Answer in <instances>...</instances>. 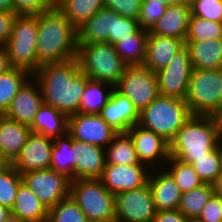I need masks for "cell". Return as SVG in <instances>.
Here are the masks:
<instances>
[{
  "label": "cell",
  "instance_id": "58",
  "mask_svg": "<svg viewBox=\"0 0 222 222\" xmlns=\"http://www.w3.org/2000/svg\"><path fill=\"white\" fill-rule=\"evenodd\" d=\"M157 2H162L165 4H169V3H178V0H155Z\"/></svg>",
  "mask_w": 222,
  "mask_h": 222
},
{
  "label": "cell",
  "instance_id": "50",
  "mask_svg": "<svg viewBox=\"0 0 222 222\" xmlns=\"http://www.w3.org/2000/svg\"><path fill=\"white\" fill-rule=\"evenodd\" d=\"M0 12H14L12 0H0Z\"/></svg>",
  "mask_w": 222,
  "mask_h": 222
},
{
  "label": "cell",
  "instance_id": "11",
  "mask_svg": "<svg viewBox=\"0 0 222 222\" xmlns=\"http://www.w3.org/2000/svg\"><path fill=\"white\" fill-rule=\"evenodd\" d=\"M157 209L148 183L115 194L116 222H153Z\"/></svg>",
  "mask_w": 222,
  "mask_h": 222
},
{
  "label": "cell",
  "instance_id": "2",
  "mask_svg": "<svg viewBox=\"0 0 222 222\" xmlns=\"http://www.w3.org/2000/svg\"><path fill=\"white\" fill-rule=\"evenodd\" d=\"M77 28L58 8L38 14L37 57L41 64L77 57Z\"/></svg>",
  "mask_w": 222,
  "mask_h": 222
},
{
  "label": "cell",
  "instance_id": "23",
  "mask_svg": "<svg viewBox=\"0 0 222 222\" xmlns=\"http://www.w3.org/2000/svg\"><path fill=\"white\" fill-rule=\"evenodd\" d=\"M115 14L113 10L101 8L77 28V43L106 42L113 34Z\"/></svg>",
  "mask_w": 222,
  "mask_h": 222
},
{
  "label": "cell",
  "instance_id": "15",
  "mask_svg": "<svg viewBox=\"0 0 222 222\" xmlns=\"http://www.w3.org/2000/svg\"><path fill=\"white\" fill-rule=\"evenodd\" d=\"M144 164L105 165L100 180L106 189L117 194L140 188L148 183L149 173L144 171Z\"/></svg>",
  "mask_w": 222,
  "mask_h": 222
},
{
  "label": "cell",
  "instance_id": "10",
  "mask_svg": "<svg viewBox=\"0 0 222 222\" xmlns=\"http://www.w3.org/2000/svg\"><path fill=\"white\" fill-rule=\"evenodd\" d=\"M21 178L48 210L70 196L71 179L51 168L27 171Z\"/></svg>",
  "mask_w": 222,
  "mask_h": 222
},
{
  "label": "cell",
  "instance_id": "57",
  "mask_svg": "<svg viewBox=\"0 0 222 222\" xmlns=\"http://www.w3.org/2000/svg\"><path fill=\"white\" fill-rule=\"evenodd\" d=\"M219 142H218V145H217V150H218V154H219V158H220V166H221V171H222V145L219 146Z\"/></svg>",
  "mask_w": 222,
  "mask_h": 222
},
{
  "label": "cell",
  "instance_id": "56",
  "mask_svg": "<svg viewBox=\"0 0 222 222\" xmlns=\"http://www.w3.org/2000/svg\"><path fill=\"white\" fill-rule=\"evenodd\" d=\"M194 2H195V0H178L179 4H185L190 7L194 4Z\"/></svg>",
  "mask_w": 222,
  "mask_h": 222
},
{
  "label": "cell",
  "instance_id": "33",
  "mask_svg": "<svg viewBox=\"0 0 222 222\" xmlns=\"http://www.w3.org/2000/svg\"><path fill=\"white\" fill-rule=\"evenodd\" d=\"M212 184H204L199 188L181 194L178 210L193 222L213 195Z\"/></svg>",
  "mask_w": 222,
  "mask_h": 222
},
{
  "label": "cell",
  "instance_id": "44",
  "mask_svg": "<svg viewBox=\"0 0 222 222\" xmlns=\"http://www.w3.org/2000/svg\"><path fill=\"white\" fill-rule=\"evenodd\" d=\"M194 222H222V199L213 194Z\"/></svg>",
  "mask_w": 222,
  "mask_h": 222
},
{
  "label": "cell",
  "instance_id": "24",
  "mask_svg": "<svg viewBox=\"0 0 222 222\" xmlns=\"http://www.w3.org/2000/svg\"><path fill=\"white\" fill-rule=\"evenodd\" d=\"M190 51L192 69H222V38L185 41Z\"/></svg>",
  "mask_w": 222,
  "mask_h": 222
},
{
  "label": "cell",
  "instance_id": "9",
  "mask_svg": "<svg viewBox=\"0 0 222 222\" xmlns=\"http://www.w3.org/2000/svg\"><path fill=\"white\" fill-rule=\"evenodd\" d=\"M115 87L139 112L160 95L157 74L144 66H127Z\"/></svg>",
  "mask_w": 222,
  "mask_h": 222
},
{
  "label": "cell",
  "instance_id": "26",
  "mask_svg": "<svg viewBox=\"0 0 222 222\" xmlns=\"http://www.w3.org/2000/svg\"><path fill=\"white\" fill-rule=\"evenodd\" d=\"M30 129L34 133L43 134L53 139L61 137L63 133H68V116L43 103L37 111Z\"/></svg>",
  "mask_w": 222,
  "mask_h": 222
},
{
  "label": "cell",
  "instance_id": "46",
  "mask_svg": "<svg viewBox=\"0 0 222 222\" xmlns=\"http://www.w3.org/2000/svg\"><path fill=\"white\" fill-rule=\"evenodd\" d=\"M16 14L14 12H0V46H5Z\"/></svg>",
  "mask_w": 222,
  "mask_h": 222
},
{
  "label": "cell",
  "instance_id": "25",
  "mask_svg": "<svg viewBox=\"0 0 222 222\" xmlns=\"http://www.w3.org/2000/svg\"><path fill=\"white\" fill-rule=\"evenodd\" d=\"M151 176L148 178V185L157 211L178 209L182 193L172 176L167 171L155 177Z\"/></svg>",
  "mask_w": 222,
  "mask_h": 222
},
{
  "label": "cell",
  "instance_id": "38",
  "mask_svg": "<svg viewBox=\"0 0 222 222\" xmlns=\"http://www.w3.org/2000/svg\"><path fill=\"white\" fill-rule=\"evenodd\" d=\"M86 215L69 196L49 209L47 222H88Z\"/></svg>",
  "mask_w": 222,
  "mask_h": 222
},
{
  "label": "cell",
  "instance_id": "30",
  "mask_svg": "<svg viewBox=\"0 0 222 222\" xmlns=\"http://www.w3.org/2000/svg\"><path fill=\"white\" fill-rule=\"evenodd\" d=\"M105 153V165H138L139 161L133 141L128 132H118Z\"/></svg>",
  "mask_w": 222,
  "mask_h": 222
},
{
  "label": "cell",
  "instance_id": "16",
  "mask_svg": "<svg viewBox=\"0 0 222 222\" xmlns=\"http://www.w3.org/2000/svg\"><path fill=\"white\" fill-rule=\"evenodd\" d=\"M112 89V94L102 108L100 116L117 132H127L139 123L140 112L116 87Z\"/></svg>",
  "mask_w": 222,
  "mask_h": 222
},
{
  "label": "cell",
  "instance_id": "3",
  "mask_svg": "<svg viewBox=\"0 0 222 222\" xmlns=\"http://www.w3.org/2000/svg\"><path fill=\"white\" fill-rule=\"evenodd\" d=\"M220 139L214 116L192 115L170 142V156L191 164L216 149Z\"/></svg>",
  "mask_w": 222,
  "mask_h": 222
},
{
  "label": "cell",
  "instance_id": "21",
  "mask_svg": "<svg viewBox=\"0 0 222 222\" xmlns=\"http://www.w3.org/2000/svg\"><path fill=\"white\" fill-rule=\"evenodd\" d=\"M72 146L78 157L76 179H100L106 164L104 148L78 140Z\"/></svg>",
  "mask_w": 222,
  "mask_h": 222
},
{
  "label": "cell",
  "instance_id": "53",
  "mask_svg": "<svg viewBox=\"0 0 222 222\" xmlns=\"http://www.w3.org/2000/svg\"><path fill=\"white\" fill-rule=\"evenodd\" d=\"M48 8H58L60 0H41Z\"/></svg>",
  "mask_w": 222,
  "mask_h": 222
},
{
  "label": "cell",
  "instance_id": "1",
  "mask_svg": "<svg viewBox=\"0 0 222 222\" xmlns=\"http://www.w3.org/2000/svg\"><path fill=\"white\" fill-rule=\"evenodd\" d=\"M32 76L36 77L44 104L68 117L78 113L88 77L80 70L77 58L44 63Z\"/></svg>",
  "mask_w": 222,
  "mask_h": 222
},
{
  "label": "cell",
  "instance_id": "31",
  "mask_svg": "<svg viewBox=\"0 0 222 222\" xmlns=\"http://www.w3.org/2000/svg\"><path fill=\"white\" fill-rule=\"evenodd\" d=\"M103 7L104 0H60L58 9L78 28Z\"/></svg>",
  "mask_w": 222,
  "mask_h": 222
},
{
  "label": "cell",
  "instance_id": "13",
  "mask_svg": "<svg viewBox=\"0 0 222 222\" xmlns=\"http://www.w3.org/2000/svg\"><path fill=\"white\" fill-rule=\"evenodd\" d=\"M117 133L100 114L76 113L68 117V134L74 140L104 148Z\"/></svg>",
  "mask_w": 222,
  "mask_h": 222
},
{
  "label": "cell",
  "instance_id": "45",
  "mask_svg": "<svg viewBox=\"0 0 222 222\" xmlns=\"http://www.w3.org/2000/svg\"><path fill=\"white\" fill-rule=\"evenodd\" d=\"M16 15H38L49 8L41 0H12Z\"/></svg>",
  "mask_w": 222,
  "mask_h": 222
},
{
  "label": "cell",
  "instance_id": "5",
  "mask_svg": "<svg viewBox=\"0 0 222 222\" xmlns=\"http://www.w3.org/2000/svg\"><path fill=\"white\" fill-rule=\"evenodd\" d=\"M77 60L80 70L92 80L115 87L127 65L122 61L114 45L107 42L77 43Z\"/></svg>",
  "mask_w": 222,
  "mask_h": 222
},
{
  "label": "cell",
  "instance_id": "28",
  "mask_svg": "<svg viewBox=\"0 0 222 222\" xmlns=\"http://www.w3.org/2000/svg\"><path fill=\"white\" fill-rule=\"evenodd\" d=\"M64 137L53 139L52 160L50 168L59 173L65 174L71 180L76 179V162L78 160L73 151V138L67 133Z\"/></svg>",
  "mask_w": 222,
  "mask_h": 222
},
{
  "label": "cell",
  "instance_id": "35",
  "mask_svg": "<svg viewBox=\"0 0 222 222\" xmlns=\"http://www.w3.org/2000/svg\"><path fill=\"white\" fill-rule=\"evenodd\" d=\"M168 160L172 165L167 172L172 176L181 193L191 191L204 185L191 164L182 162L171 156Z\"/></svg>",
  "mask_w": 222,
  "mask_h": 222
},
{
  "label": "cell",
  "instance_id": "7",
  "mask_svg": "<svg viewBox=\"0 0 222 222\" xmlns=\"http://www.w3.org/2000/svg\"><path fill=\"white\" fill-rule=\"evenodd\" d=\"M185 101L192 115L214 116L222 107V69H192Z\"/></svg>",
  "mask_w": 222,
  "mask_h": 222
},
{
  "label": "cell",
  "instance_id": "36",
  "mask_svg": "<svg viewBox=\"0 0 222 222\" xmlns=\"http://www.w3.org/2000/svg\"><path fill=\"white\" fill-rule=\"evenodd\" d=\"M21 183V174L11 163L0 169V205L12 209Z\"/></svg>",
  "mask_w": 222,
  "mask_h": 222
},
{
  "label": "cell",
  "instance_id": "20",
  "mask_svg": "<svg viewBox=\"0 0 222 222\" xmlns=\"http://www.w3.org/2000/svg\"><path fill=\"white\" fill-rule=\"evenodd\" d=\"M43 103L41 89L39 92L36 91L34 85L26 81L13 98L10 107L4 115L21 124L31 126L37 111Z\"/></svg>",
  "mask_w": 222,
  "mask_h": 222
},
{
  "label": "cell",
  "instance_id": "59",
  "mask_svg": "<svg viewBox=\"0 0 222 222\" xmlns=\"http://www.w3.org/2000/svg\"><path fill=\"white\" fill-rule=\"evenodd\" d=\"M88 222H116L115 220H89Z\"/></svg>",
  "mask_w": 222,
  "mask_h": 222
},
{
  "label": "cell",
  "instance_id": "55",
  "mask_svg": "<svg viewBox=\"0 0 222 222\" xmlns=\"http://www.w3.org/2000/svg\"><path fill=\"white\" fill-rule=\"evenodd\" d=\"M9 163L7 162V160L1 155L0 152V169L4 168L5 166H7Z\"/></svg>",
  "mask_w": 222,
  "mask_h": 222
},
{
  "label": "cell",
  "instance_id": "19",
  "mask_svg": "<svg viewBox=\"0 0 222 222\" xmlns=\"http://www.w3.org/2000/svg\"><path fill=\"white\" fill-rule=\"evenodd\" d=\"M191 14L190 6L169 3L164 15L153 25L149 32L185 41Z\"/></svg>",
  "mask_w": 222,
  "mask_h": 222
},
{
  "label": "cell",
  "instance_id": "22",
  "mask_svg": "<svg viewBox=\"0 0 222 222\" xmlns=\"http://www.w3.org/2000/svg\"><path fill=\"white\" fill-rule=\"evenodd\" d=\"M31 132L30 126L0 115V152L8 163L20 154Z\"/></svg>",
  "mask_w": 222,
  "mask_h": 222
},
{
  "label": "cell",
  "instance_id": "34",
  "mask_svg": "<svg viewBox=\"0 0 222 222\" xmlns=\"http://www.w3.org/2000/svg\"><path fill=\"white\" fill-rule=\"evenodd\" d=\"M108 83L87 79L84 93L82 94L78 113L100 114L102 108L108 103L112 90L106 94L102 90V85Z\"/></svg>",
  "mask_w": 222,
  "mask_h": 222
},
{
  "label": "cell",
  "instance_id": "14",
  "mask_svg": "<svg viewBox=\"0 0 222 222\" xmlns=\"http://www.w3.org/2000/svg\"><path fill=\"white\" fill-rule=\"evenodd\" d=\"M52 147L53 138L31 132L27 143L11 164L20 174L31 170L50 169Z\"/></svg>",
  "mask_w": 222,
  "mask_h": 222
},
{
  "label": "cell",
  "instance_id": "52",
  "mask_svg": "<svg viewBox=\"0 0 222 222\" xmlns=\"http://www.w3.org/2000/svg\"><path fill=\"white\" fill-rule=\"evenodd\" d=\"M10 214H11L10 209L0 205V222H3Z\"/></svg>",
  "mask_w": 222,
  "mask_h": 222
},
{
  "label": "cell",
  "instance_id": "18",
  "mask_svg": "<svg viewBox=\"0 0 222 222\" xmlns=\"http://www.w3.org/2000/svg\"><path fill=\"white\" fill-rule=\"evenodd\" d=\"M184 46L185 41L182 39L159 36L149 32L143 66L156 73L165 68Z\"/></svg>",
  "mask_w": 222,
  "mask_h": 222
},
{
  "label": "cell",
  "instance_id": "41",
  "mask_svg": "<svg viewBox=\"0 0 222 222\" xmlns=\"http://www.w3.org/2000/svg\"><path fill=\"white\" fill-rule=\"evenodd\" d=\"M140 28L138 20L124 17L116 13L113 34L109 35V39L106 42L114 45L115 43L134 35Z\"/></svg>",
  "mask_w": 222,
  "mask_h": 222
},
{
  "label": "cell",
  "instance_id": "37",
  "mask_svg": "<svg viewBox=\"0 0 222 222\" xmlns=\"http://www.w3.org/2000/svg\"><path fill=\"white\" fill-rule=\"evenodd\" d=\"M222 38V22L205 20L191 14L185 41L215 40Z\"/></svg>",
  "mask_w": 222,
  "mask_h": 222
},
{
  "label": "cell",
  "instance_id": "29",
  "mask_svg": "<svg viewBox=\"0 0 222 222\" xmlns=\"http://www.w3.org/2000/svg\"><path fill=\"white\" fill-rule=\"evenodd\" d=\"M149 30L140 28L134 35L114 44V48L127 66H143Z\"/></svg>",
  "mask_w": 222,
  "mask_h": 222
},
{
  "label": "cell",
  "instance_id": "12",
  "mask_svg": "<svg viewBox=\"0 0 222 222\" xmlns=\"http://www.w3.org/2000/svg\"><path fill=\"white\" fill-rule=\"evenodd\" d=\"M191 72L190 51L185 45L165 68L156 72L160 95L186 99Z\"/></svg>",
  "mask_w": 222,
  "mask_h": 222
},
{
  "label": "cell",
  "instance_id": "51",
  "mask_svg": "<svg viewBox=\"0 0 222 222\" xmlns=\"http://www.w3.org/2000/svg\"><path fill=\"white\" fill-rule=\"evenodd\" d=\"M215 120L217 122V126L219 129L220 138L222 140V107L220 110L214 115Z\"/></svg>",
  "mask_w": 222,
  "mask_h": 222
},
{
  "label": "cell",
  "instance_id": "39",
  "mask_svg": "<svg viewBox=\"0 0 222 222\" xmlns=\"http://www.w3.org/2000/svg\"><path fill=\"white\" fill-rule=\"evenodd\" d=\"M191 165L204 184H212L222 172L217 148Z\"/></svg>",
  "mask_w": 222,
  "mask_h": 222
},
{
  "label": "cell",
  "instance_id": "49",
  "mask_svg": "<svg viewBox=\"0 0 222 222\" xmlns=\"http://www.w3.org/2000/svg\"><path fill=\"white\" fill-rule=\"evenodd\" d=\"M213 193L222 199V172L212 183Z\"/></svg>",
  "mask_w": 222,
  "mask_h": 222
},
{
  "label": "cell",
  "instance_id": "42",
  "mask_svg": "<svg viewBox=\"0 0 222 222\" xmlns=\"http://www.w3.org/2000/svg\"><path fill=\"white\" fill-rule=\"evenodd\" d=\"M191 13L205 20L222 22V0H195Z\"/></svg>",
  "mask_w": 222,
  "mask_h": 222
},
{
  "label": "cell",
  "instance_id": "40",
  "mask_svg": "<svg viewBox=\"0 0 222 222\" xmlns=\"http://www.w3.org/2000/svg\"><path fill=\"white\" fill-rule=\"evenodd\" d=\"M168 4L155 0H143L138 18L142 29L150 30L153 25L164 15Z\"/></svg>",
  "mask_w": 222,
  "mask_h": 222
},
{
  "label": "cell",
  "instance_id": "17",
  "mask_svg": "<svg viewBox=\"0 0 222 222\" xmlns=\"http://www.w3.org/2000/svg\"><path fill=\"white\" fill-rule=\"evenodd\" d=\"M133 141L139 161L153 164L154 159L162 157L168 161L170 143L151 130L136 124L127 131Z\"/></svg>",
  "mask_w": 222,
  "mask_h": 222
},
{
  "label": "cell",
  "instance_id": "43",
  "mask_svg": "<svg viewBox=\"0 0 222 222\" xmlns=\"http://www.w3.org/2000/svg\"><path fill=\"white\" fill-rule=\"evenodd\" d=\"M143 0H104V7L117 14L138 20Z\"/></svg>",
  "mask_w": 222,
  "mask_h": 222
},
{
  "label": "cell",
  "instance_id": "4",
  "mask_svg": "<svg viewBox=\"0 0 222 222\" xmlns=\"http://www.w3.org/2000/svg\"><path fill=\"white\" fill-rule=\"evenodd\" d=\"M192 113L185 99L159 95L140 112L138 125L171 142Z\"/></svg>",
  "mask_w": 222,
  "mask_h": 222
},
{
  "label": "cell",
  "instance_id": "6",
  "mask_svg": "<svg viewBox=\"0 0 222 222\" xmlns=\"http://www.w3.org/2000/svg\"><path fill=\"white\" fill-rule=\"evenodd\" d=\"M38 15H16L6 43L12 67L33 75L42 65L37 57Z\"/></svg>",
  "mask_w": 222,
  "mask_h": 222
},
{
  "label": "cell",
  "instance_id": "47",
  "mask_svg": "<svg viewBox=\"0 0 222 222\" xmlns=\"http://www.w3.org/2000/svg\"><path fill=\"white\" fill-rule=\"evenodd\" d=\"M153 222H193L185 217L178 209L160 210L156 212Z\"/></svg>",
  "mask_w": 222,
  "mask_h": 222
},
{
  "label": "cell",
  "instance_id": "48",
  "mask_svg": "<svg viewBox=\"0 0 222 222\" xmlns=\"http://www.w3.org/2000/svg\"><path fill=\"white\" fill-rule=\"evenodd\" d=\"M11 66L6 46H0V75L9 71Z\"/></svg>",
  "mask_w": 222,
  "mask_h": 222
},
{
  "label": "cell",
  "instance_id": "32",
  "mask_svg": "<svg viewBox=\"0 0 222 222\" xmlns=\"http://www.w3.org/2000/svg\"><path fill=\"white\" fill-rule=\"evenodd\" d=\"M27 73L31 74L25 69L13 67L6 73L0 75V115L6 113L13 98L26 80H28L26 77V75H28Z\"/></svg>",
  "mask_w": 222,
  "mask_h": 222
},
{
  "label": "cell",
  "instance_id": "54",
  "mask_svg": "<svg viewBox=\"0 0 222 222\" xmlns=\"http://www.w3.org/2000/svg\"><path fill=\"white\" fill-rule=\"evenodd\" d=\"M3 222H27V221L22 220L20 217L11 213Z\"/></svg>",
  "mask_w": 222,
  "mask_h": 222
},
{
  "label": "cell",
  "instance_id": "27",
  "mask_svg": "<svg viewBox=\"0 0 222 222\" xmlns=\"http://www.w3.org/2000/svg\"><path fill=\"white\" fill-rule=\"evenodd\" d=\"M48 212L37 196L21 183L11 213L27 222H47Z\"/></svg>",
  "mask_w": 222,
  "mask_h": 222
},
{
  "label": "cell",
  "instance_id": "8",
  "mask_svg": "<svg viewBox=\"0 0 222 222\" xmlns=\"http://www.w3.org/2000/svg\"><path fill=\"white\" fill-rule=\"evenodd\" d=\"M70 197L88 220H115V194L100 179L71 180Z\"/></svg>",
  "mask_w": 222,
  "mask_h": 222
}]
</instances>
